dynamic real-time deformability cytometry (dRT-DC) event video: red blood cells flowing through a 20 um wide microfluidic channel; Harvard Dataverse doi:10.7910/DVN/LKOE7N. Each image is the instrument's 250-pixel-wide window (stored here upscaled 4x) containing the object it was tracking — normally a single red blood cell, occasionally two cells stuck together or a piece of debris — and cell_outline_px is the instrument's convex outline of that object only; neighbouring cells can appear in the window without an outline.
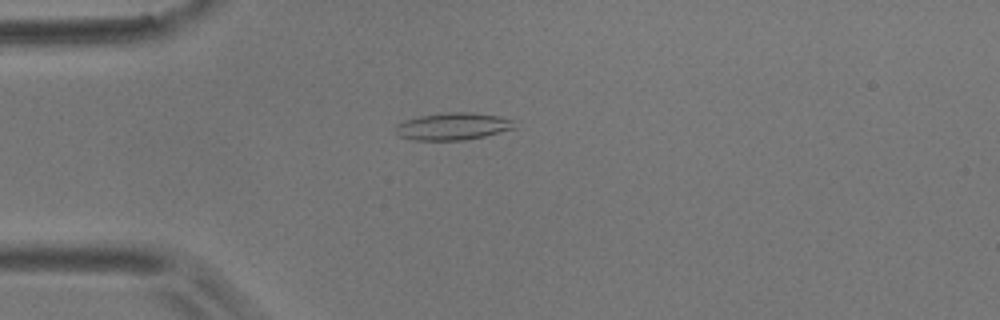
{"species": "common noctule bat (a hibernating species)", "species_latin": "Nyctalus noctula", "temperature_condition": "room temperature", "stored_images_in_passage": 49, "camera_frame_rate_fps": 3000, "um_per_image_px": 0.085, "animal": {"sex": "male", "body_mass_g": 17.9}, "frame": {"image": 1, "passage_image": 8, "time_ms": 2.333, "image_size_px": [1000, 320], "cell_outline_px": [[516, 128], [484, 136], [464, 140], [412, 140], [400, 136], [396, 132], [396, 124], [404, 120], [420, 116], [444, 112], [472, 112], [500, 116], [516, 120]], "centroid_in_image_um": [38.53, 10.73], "position_along_channel_um": 46.5, "area_um2": 19.07}}
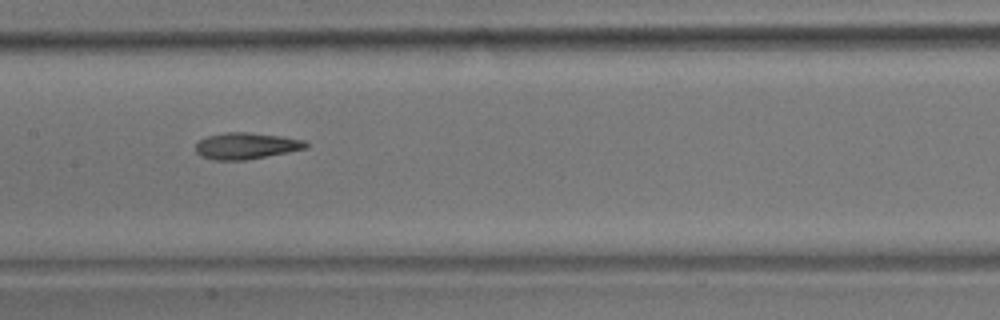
{"frame": {"image": 2, "passage_image": 21, "time_ms": 6.667, "image_size_px": [1000, 320], "cell_outline_px": [[312, 144], [308, 148], [288, 152], [244, 160], [216, 160], [200, 156], [196, 152], [196, 144], [200, 140], [208, 136], [224, 132], [248, 132], [284, 136], [304, 140]], "centroid_in_image_um": [20.97, 12.39], "position_along_channel_um": 186.4, "area_um2": 17.11}}
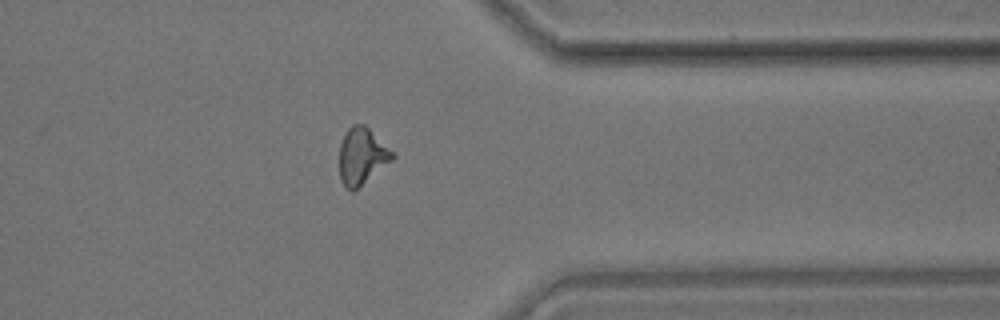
{"frame": {"image": 3, "passage_image": 38, "time_ms": 12.333, "image_size_px": [1000, 320], "cell_outline_px": [[396, 156], [392, 160], [352, 192], [344, 188], [340, 180], [340, 144], [348, 128], [352, 124], [364, 124]], "centroid_in_image_um": [30.72, 13.29], "position_along_channel_um": 380.7, "area_um2": 17.11}, "authors_computed_cell_mechanics": {"area_um2": 17.051, "velocity_mm_per_s": 3.5852, "shape_relaxation_time_tau1_ms": 7.5214, "shape_relaxation_time_tau2_ms": 4.1589, "deformation_change_tau1": 0.1752, "deformation_change_tau2": 0.1028}}